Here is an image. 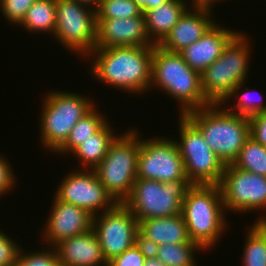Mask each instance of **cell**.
<instances>
[{
  "label": "cell",
  "mask_w": 266,
  "mask_h": 266,
  "mask_svg": "<svg viewBox=\"0 0 266 266\" xmlns=\"http://www.w3.org/2000/svg\"><path fill=\"white\" fill-rule=\"evenodd\" d=\"M248 228L242 253V266H266V215Z\"/></svg>",
  "instance_id": "cb8c5ba5"
},
{
  "label": "cell",
  "mask_w": 266,
  "mask_h": 266,
  "mask_svg": "<svg viewBox=\"0 0 266 266\" xmlns=\"http://www.w3.org/2000/svg\"><path fill=\"white\" fill-rule=\"evenodd\" d=\"M55 5L56 29L52 37L69 52L87 59L96 46V11L74 0H55Z\"/></svg>",
  "instance_id": "30bf717a"
},
{
  "label": "cell",
  "mask_w": 266,
  "mask_h": 266,
  "mask_svg": "<svg viewBox=\"0 0 266 266\" xmlns=\"http://www.w3.org/2000/svg\"><path fill=\"white\" fill-rule=\"evenodd\" d=\"M54 248L61 266H108L93 229L64 239Z\"/></svg>",
  "instance_id": "d6986e66"
},
{
  "label": "cell",
  "mask_w": 266,
  "mask_h": 266,
  "mask_svg": "<svg viewBox=\"0 0 266 266\" xmlns=\"http://www.w3.org/2000/svg\"><path fill=\"white\" fill-rule=\"evenodd\" d=\"M192 186L189 180L161 183L137 178L130 196L123 204L139 222L149 218L181 214L182 202Z\"/></svg>",
  "instance_id": "ba28073f"
},
{
  "label": "cell",
  "mask_w": 266,
  "mask_h": 266,
  "mask_svg": "<svg viewBox=\"0 0 266 266\" xmlns=\"http://www.w3.org/2000/svg\"><path fill=\"white\" fill-rule=\"evenodd\" d=\"M45 248L28 253L22 248L15 266H61L55 248Z\"/></svg>",
  "instance_id": "f546056e"
},
{
  "label": "cell",
  "mask_w": 266,
  "mask_h": 266,
  "mask_svg": "<svg viewBox=\"0 0 266 266\" xmlns=\"http://www.w3.org/2000/svg\"><path fill=\"white\" fill-rule=\"evenodd\" d=\"M232 165L266 177V147L249 137Z\"/></svg>",
  "instance_id": "4316f807"
},
{
  "label": "cell",
  "mask_w": 266,
  "mask_h": 266,
  "mask_svg": "<svg viewBox=\"0 0 266 266\" xmlns=\"http://www.w3.org/2000/svg\"><path fill=\"white\" fill-rule=\"evenodd\" d=\"M96 20L95 48L154 46L146 31L144 13L127 19Z\"/></svg>",
  "instance_id": "e0dca14e"
},
{
  "label": "cell",
  "mask_w": 266,
  "mask_h": 266,
  "mask_svg": "<svg viewBox=\"0 0 266 266\" xmlns=\"http://www.w3.org/2000/svg\"><path fill=\"white\" fill-rule=\"evenodd\" d=\"M174 25L164 40L158 45L169 52H180L186 46L200 39L215 23L212 16L214 5L196 0ZM213 7V8H212Z\"/></svg>",
  "instance_id": "2e32d148"
},
{
  "label": "cell",
  "mask_w": 266,
  "mask_h": 266,
  "mask_svg": "<svg viewBox=\"0 0 266 266\" xmlns=\"http://www.w3.org/2000/svg\"><path fill=\"white\" fill-rule=\"evenodd\" d=\"M136 128L117 135L108 153L94 169L101 184L117 203L131 194L137 179L140 134Z\"/></svg>",
  "instance_id": "8992f818"
},
{
  "label": "cell",
  "mask_w": 266,
  "mask_h": 266,
  "mask_svg": "<svg viewBox=\"0 0 266 266\" xmlns=\"http://www.w3.org/2000/svg\"><path fill=\"white\" fill-rule=\"evenodd\" d=\"M12 239L0 229V266H15L18 260L22 247Z\"/></svg>",
  "instance_id": "d6a6232c"
},
{
  "label": "cell",
  "mask_w": 266,
  "mask_h": 266,
  "mask_svg": "<svg viewBox=\"0 0 266 266\" xmlns=\"http://www.w3.org/2000/svg\"><path fill=\"white\" fill-rule=\"evenodd\" d=\"M247 37L239 32L201 73V89L211 104H221L239 83L247 81L252 50Z\"/></svg>",
  "instance_id": "5b68a950"
},
{
  "label": "cell",
  "mask_w": 266,
  "mask_h": 266,
  "mask_svg": "<svg viewBox=\"0 0 266 266\" xmlns=\"http://www.w3.org/2000/svg\"><path fill=\"white\" fill-rule=\"evenodd\" d=\"M226 213L266 211V177L225 165L219 184Z\"/></svg>",
  "instance_id": "4fadbf2b"
},
{
  "label": "cell",
  "mask_w": 266,
  "mask_h": 266,
  "mask_svg": "<svg viewBox=\"0 0 266 266\" xmlns=\"http://www.w3.org/2000/svg\"><path fill=\"white\" fill-rule=\"evenodd\" d=\"M92 229L107 262L139 242V221L123 203L94 215Z\"/></svg>",
  "instance_id": "7c38bea8"
},
{
  "label": "cell",
  "mask_w": 266,
  "mask_h": 266,
  "mask_svg": "<svg viewBox=\"0 0 266 266\" xmlns=\"http://www.w3.org/2000/svg\"><path fill=\"white\" fill-rule=\"evenodd\" d=\"M250 137L266 147V110L249 119Z\"/></svg>",
  "instance_id": "e575fe53"
},
{
  "label": "cell",
  "mask_w": 266,
  "mask_h": 266,
  "mask_svg": "<svg viewBox=\"0 0 266 266\" xmlns=\"http://www.w3.org/2000/svg\"><path fill=\"white\" fill-rule=\"evenodd\" d=\"M109 123L108 121L98 132L90 135L71 153L77 157L82 169H95L108 153L112 141L117 136Z\"/></svg>",
  "instance_id": "7402d4cb"
},
{
  "label": "cell",
  "mask_w": 266,
  "mask_h": 266,
  "mask_svg": "<svg viewBox=\"0 0 266 266\" xmlns=\"http://www.w3.org/2000/svg\"><path fill=\"white\" fill-rule=\"evenodd\" d=\"M144 266H165L152 252L146 256Z\"/></svg>",
  "instance_id": "8d00e7d4"
},
{
  "label": "cell",
  "mask_w": 266,
  "mask_h": 266,
  "mask_svg": "<svg viewBox=\"0 0 266 266\" xmlns=\"http://www.w3.org/2000/svg\"><path fill=\"white\" fill-rule=\"evenodd\" d=\"M245 82L239 83L230 93V95L227 96V98L221 103L229 112L235 113L241 117L251 118L255 115H258L259 113L266 110V103L262 102L263 100L261 98H256L253 96V94H250L248 91H241L242 87ZM251 93L254 90H250ZM240 92V93H239ZM244 92V93H242ZM249 92V93H248ZM237 94V95H236ZM240 94V95H239ZM256 94V93H255ZM233 97V98H232ZM234 97L238 98V101L236 100V103L229 108H227L225 105L228 104L231 99H234ZM260 97V95H259ZM256 99V100H255ZM234 109V110H233Z\"/></svg>",
  "instance_id": "83f0119b"
},
{
  "label": "cell",
  "mask_w": 266,
  "mask_h": 266,
  "mask_svg": "<svg viewBox=\"0 0 266 266\" xmlns=\"http://www.w3.org/2000/svg\"><path fill=\"white\" fill-rule=\"evenodd\" d=\"M137 178L161 183L188 180L175 138L157 136L143 140L140 136Z\"/></svg>",
  "instance_id": "8fae6325"
},
{
  "label": "cell",
  "mask_w": 266,
  "mask_h": 266,
  "mask_svg": "<svg viewBox=\"0 0 266 266\" xmlns=\"http://www.w3.org/2000/svg\"><path fill=\"white\" fill-rule=\"evenodd\" d=\"M4 156L0 155V197L5 196L16 185V175L11 167V162ZM14 173V174H13Z\"/></svg>",
  "instance_id": "836d02e7"
},
{
  "label": "cell",
  "mask_w": 266,
  "mask_h": 266,
  "mask_svg": "<svg viewBox=\"0 0 266 266\" xmlns=\"http://www.w3.org/2000/svg\"><path fill=\"white\" fill-rule=\"evenodd\" d=\"M52 198V210L41 232L44 244L54 247L64 239L92 229L93 216L87 210L61 201L55 195Z\"/></svg>",
  "instance_id": "9a60e30c"
},
{
  "label": "cell",
  "mask_w": 266,
  "mask_h": 266,
  "mask_svg": "<svg viewBox=\"0 0 266 266\" xmlns=\"http://www.w3.org/2000/svg\"><path fill=\"white\" fill-rule=\"evenodd\" d=\"M139 242L151 250L157 245L192 242L182 214L139 222Z\"/></svg>",
  "instance_id": "ffe728a7"
},
{
  "label": "cell",
  "mask_w": 266,
  "mask_h": 266,
  "mask_svg": "<svg viewBox=\"0 0 266 266\" xmlns=\"http://www.w3.org/2000/svg\"><path fill=\"white\" fill-rule=\"evenodd\" d=\"M153 50L154 46L95 48L87 56L93 59L90 74L114 89L142 95L151 89Z\"/></svg>",
  "instance_id": "6da1fadb"
},
{
  "label": "cell",
  "mask_w": 266,
  "mask_h": 266,
  "mask_svg": "<svg viewBox=\"0 0 266 266\" xmlns=\"http://www.w3.org/2000/svg\"><path fill=\"white\" fill-rule=\"evenodd\" d=\"M204 250L195 242L163 244L153 247L154 254L165 266H197L195 254Z\"/></svg>",
  "instance_id": "484cf974"
},
{
  "label": "cell",
  "mask_w": 266,
  "mask_h": 266,
  "mask_svg": "<svg viewBox=\"0 0 266 266\" xmlns=\"http://www.w3.org/2000/svg\"><path fill=\"white\" fill-rule=\"evenodd\" d=\"M196 0H170L165 1L158 7L144 12L146 31L150 41L159 45L168 35L174 25L191 6L189 2Z\"/></svg>",
  "instance_id": "44dd1931"
},
{
  "label": "cell",
  "mask_w": 266,
  "mask_h": 266,
  "mask_svg": "<svg viewBox=\"0 0 266 266\" xmlns=\"http://www.w3.org/2000/svg\"><path fill=\"white\" fill-rule=\"evenodd\" d=\"M221 104H209L185 116L201 131L212 151L225 164H233L250 137L249 118L229 112Z\"/></svg>",
  "instance_id": "277c9868"
},
{
  "label": "cell",
  "mask_w": 266,
  "mask_h": 266,
  "mask_svg": "<svg viewBox=\"0 0 266 266\" xmlns=\"http://www.w3.org/2000/svg\"><path fill=\"white\" fill-rule=\"evenodd\" d=\"M72 170L63 177L54 195L61 201L87 210L92 216L108 211L117 202L99 181L94 169Z\"/></svg>",
  "instance_id": "5bb4252c"
},
{
  "label": "cell",
  "mask_w": 266,
  "mask_h": 266,
  "mask_svg": "<svg viewBox=\"0 0 266 266\" xmlns=\"http://www.w3.org/2000/svg\"><path fill=\"white\" fill-rule=\"evenodd\" d=\"M152 87L165 91L181 104L179 115L211 104L202 92L201 74L193 70L179 52H169L158 45H154L153 50Z\"/></svg>",
  "instance_id": "7a4b0ae2"
},
{
  "label": "cell",
  "mask_w": 266,
  "mask_h": 266,
  "mask_svg": "<svg viewBox=\"0 0 266 266\" xmlns=\"http://www.w3.org/2000/svg\"><path fill=\"white\" fill-rule=\"evenodd\" d=\"M150 252L144 245L137 242L121 255L108 262V266H144L147 254Z\"/></svg>",
  "instance_id": "1f68e13d"
},
{
  "label": "cell",
  "mask_w": 266,
  "mask_h": 266,
  "mask_svg": "<svg viewBox=\"0 0 266 266\" xmlns=\"http://www.w3.org/2000/svg\"><path fill=\"white\" fill-rule=\"evenodd\" d=\"M179 139H175L183 159L187 179L193 185H219L225 164L212 151L201 131L179 115Z\"/></svg>",
  "instance_id": "9c48e42d"
},
{
  "label": "cell",
  "mask_w": 266,
  "mask_h": 266,
  "mask_svg": "<svg viewBox=\"0 0 266 266\" xmlns=\"http://www.w3.org/2000/svg\"><path fill=\"white\" fill-rule=\"evenodd\" d=\"M224 211L219 185H193L182 202L181 212L191 241L205 251L217 246L229 227Z\"/></svg>",
  "instance_id": "3957f363"
},
{
  "label": "cell",
  "mask_w": 266,
  "mask_h": 266,
  "mask_svg": "<svg viewBox=\"0 0 266 266\" xmlns=\"http://www.w3.org/2000/svg\"><path fill=\"white\" fill-rule=\"evenodd\" d=\"M96 107L95 105L74 125L64 144L55 152L56 154H71L83 141L98 132L108 122L105 115Z\"/></svg>",
  "instance_id": "603a6c76"
},
{
  "label": "cell",
  "mask_w": 266,
  "mask_h": 266,
  "mask_svg": "<svg viewBox=\"0 0 266 266\" xmlns=\"http://www.w3.org/2000/svg\"><path fill=\"white\" fill-rule=\"evenodd\" d=\"M138 7L142 10V13H144L146 10L158 7L165 1H170V0H135Z\"/></svg>",
  "instance_id": "d590c367"
},
{
  "label": "cell",
  "mask_w": 266,
  "mask_h": 266,
  "mask_svg": "<svg viewBox=\"0 0 266 266\" xmlns=\"http://www.w3.org/2000/svg\"><path fill=\"white\" fill-rule=\"evenodd\" d=\"M36 0H0V10L12 25H19Z\"/></svg>",
  "instance_id": "4dcf8cb0"
},
{
  "label": "cell",
  "mask_w": 266,
  "mask_h": 266,
  "mask_svg": "<svg viewBox=\"0 0 266 266\" xmlns=\"http://www.w3.org/2000/svg\"><path fill=\"white\" fill-rule=\"evenodd\" d=\"M239 32L222 27L216 22L200 39L179 53L193 70L201 74L220 57L224 48Z\"/></svg>",
  "instance_id": "ac0fdd59"
},
{
  "label": "cell",
  "mask_w": 266,
  "mask_h": 266,
  "mask_svg": "<svg viewBox=\"0 0 266 266\" xmlns=\"http://www.w3.org/2000/svg\"><path fill=\"white\" fill-rule=\"evenodd\" d=\"M204 1H207V2H209V3H211V4H216V3H220V2H222V1H225V0H204Z\"/></svg>",
  "instance_id": "f35d334b"
},
{
  "label": "cell",
  "mask_w": 266,
  "mask_h": 266,
  "mask_svg": "<svg viewBox=\"0 0 266 266\" xmlns=\"http://www.w3.org/2000/svg\"><path fill=\"white\" fill-rule=\"evenodd\" d=\"M95 11L96 19H127L142 14L135 0H101Z\"/></svg>",
  "instance_id": "f1b7e54d"
},
{
  "label": "cell",
  "mask_w": 266,
  "mask_h": 266,
  "mask_svg": "<svg viewBox=\"0 0 266 266\" xmlns=\"http://www.w3.org/2000/svg\"><path fill=\"white\" fill-rule=\"evenodd\" d=\"M18 26L36 35L42 31L44 34L54 35L56 29L55 0H36Z\"/></svg>",
  "instance_id": "d4e9b609"
},
{
  "label": "cell",
  "mask_w": 266,
  "mask_h": 266,
  "mask_svg": "<svg viewBox=\"0 0 266 266\" xmlns=\"http://www.w3.org/2000/svg\"><path fill=\"white\" fill-rule=\"evenodd\" d=\"M74 1H77L80 4H84L88 7H91L92 9L96 10L97 7L99 6L101 0H74Z\"/></svg>",
  "instance_id": "74e56055"
},
{
  "label": "cell",
  "mask_w": 266,
  "mask_h": 266,
  "mask_svg": "<svg viewBox=\"0 0 266 266\" xmlns=\"http://www.w3.org/2000/svg\"><path fill=\"white\" fill-rule=\"evenodd\" d=\"M80 93L49 91L42 101L40 140L43 148L56 152L68 138L74 125L94 106V100Z\"/></svg>",
  "instance_id": "52a82bcc"
}]
</instances>
